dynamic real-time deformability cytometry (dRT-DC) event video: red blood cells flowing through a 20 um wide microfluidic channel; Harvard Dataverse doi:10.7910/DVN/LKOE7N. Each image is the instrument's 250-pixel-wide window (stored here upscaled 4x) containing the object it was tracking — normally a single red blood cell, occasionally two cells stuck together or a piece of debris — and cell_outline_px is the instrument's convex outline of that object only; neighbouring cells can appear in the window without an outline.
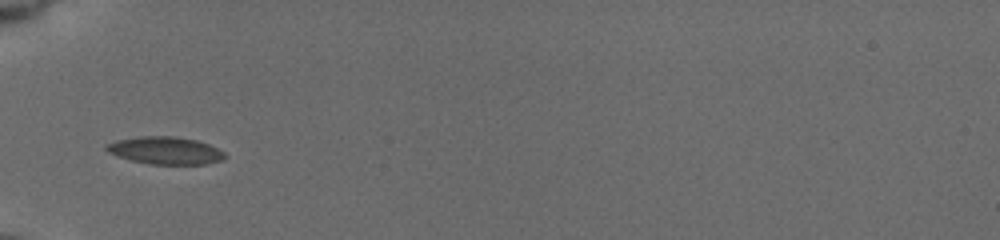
{"species": "common noctule bat (a hibernating species)", "species_latin": "Nyctalus noctula", "temperature_condition": "cold", "stored_images_in_passage": 32, "camera_frame_rate_fps": 3000, "um_per_image_px": 0.085, "animal": {"sex": "female", "body_mass_g": 19.5, "forearm_length_mm": 54.1}, "frame": {"image": 1, "passage_image": 1, "time_ms": 0.0, "image_size_px": [1000, 240], "cell_outline_px": [[228, 156], [224, 160], [208, 164], [148, 164], [116, 156], [108, 152], [104, 148], [104, 144], [116, 140], [140, 136], [176, 136], [196, 140], [208, 144], [224, 152]], "centroid_in_image_um": [14.05, 12.79], "position_along_channel_um": 71.0, "area_um2": 19.19}}
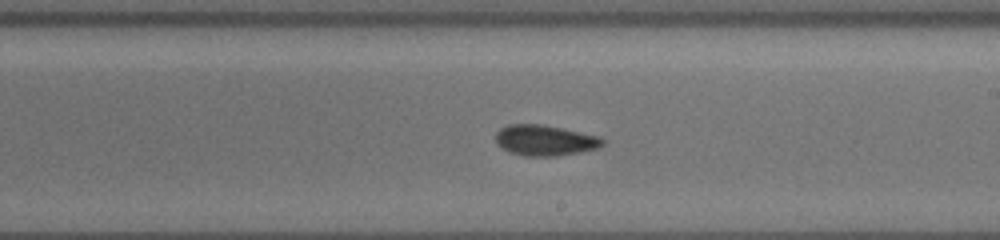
{"frame": {"image": 2, "passage_image": 15, "time_ms": 4.667, "image_size_px": [1000, 240], "cell_outline_px": [[604, 144], [600, 148], [580, 152], [556, 156], [524, 156], [508, 152], [496, 144], [496, 132], [500, 128], [508, 124], [544, 124], [600, 136], [604, 140]], "centroid_in_image_um": [46.32, 11.93], "position_along_channel_um": 242.7, "area_um2": 19.42}}
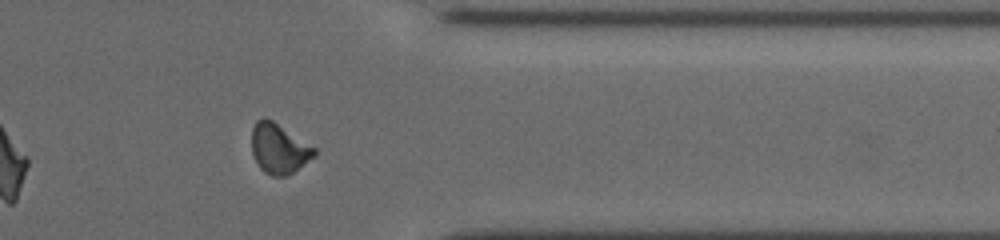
{"frame": {"image": 3, "passage_image": 27, "time_ms": 8.667, "image_size_px": [1000, 240], "cell_outline_px": [[316, 156], [288, 176], [272, 176], [264, 172], [260, 168], [252, 152], [252, 128], [256, 120], [264, 116], [272, 120], [316, 148]], "centroid_in_image_um": [23.71, 12.63], "position_along_channel_um": 387.7, "area_um2": 18.32}, "authors_computed_cell_mechanics": {"area_um2": 18.7561, "velocity_mm_per_s": 3.7595, "shape_relaxation_time_tau1_ms": 6.7317, "shape_relaxation_time_tau2_ms": 3.7034, "deformation_change_tau1": 0.0899, "deformation_change_tau2": 0.0781}}